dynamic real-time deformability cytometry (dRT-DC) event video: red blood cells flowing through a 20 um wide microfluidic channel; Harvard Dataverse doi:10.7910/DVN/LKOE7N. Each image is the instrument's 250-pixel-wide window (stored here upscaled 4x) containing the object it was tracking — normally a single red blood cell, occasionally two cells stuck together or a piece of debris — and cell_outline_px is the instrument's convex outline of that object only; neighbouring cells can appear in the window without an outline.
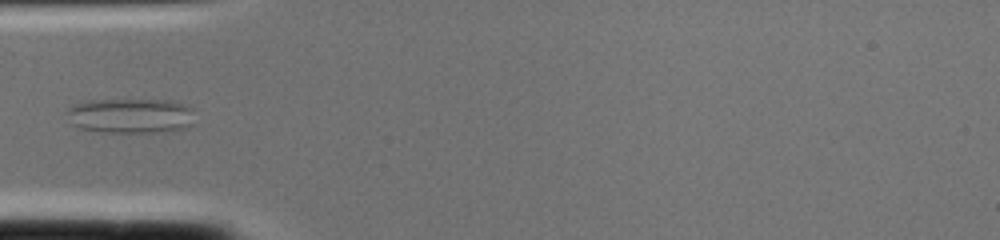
{"species": "common noctule bat (a hibernating species)", "species_latin": "Nyctalus noctula", "temperature_condition": "cold", "stored_images_in_passage": 2, "camera_frame_rate_fps": 3000, "um_per_image_px": 0.085, "animal": {"sex": "female", "body_mass_g": 22.0, "forearm_length_mm": 56.7}, "frame": {"image": 1, "passage_image": 2, "time_ms": 0.333, "image_size_px": [1000, 240], "cell_outline_px": [[192, 124], [188, 128], [160, 132], [100, 132], [80, 128], [72, 124], [64, 112], [72, 104], [88, 100], [172, 100], [184, 104], [192, 108]], "centroid_in_image_um": [11.07, 9.83], "position_along_channel_um": 73.9, "area_um2": 26.36}}